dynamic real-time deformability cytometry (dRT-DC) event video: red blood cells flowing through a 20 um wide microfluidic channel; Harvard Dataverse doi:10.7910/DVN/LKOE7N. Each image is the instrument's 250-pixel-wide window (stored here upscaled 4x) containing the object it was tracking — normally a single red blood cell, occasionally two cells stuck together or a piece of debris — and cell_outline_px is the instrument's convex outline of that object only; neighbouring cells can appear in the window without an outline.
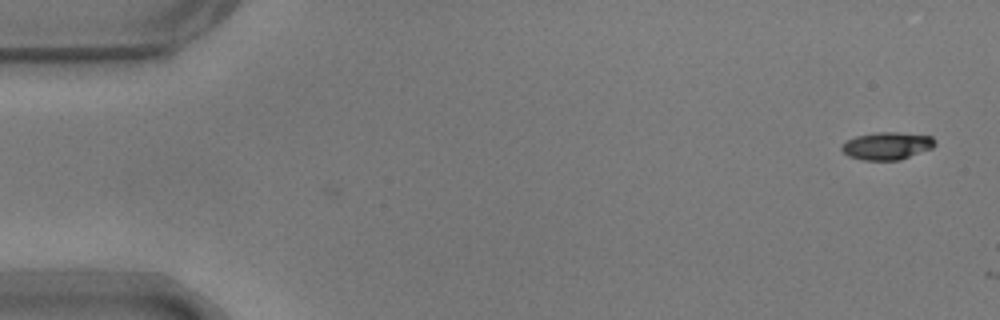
{"species": "common noctule bat (a hibernating species)", "species_latin": "Nyctalus noctula", "temperature_condition": "warm", "stored_images_in_passage": 2, "camera_frame_rate_fps": 3000, "um_per_image_px": 0.085, "animal": {"sex": "male", "body_mass_g": 17.9}, "frame": {"image": 1, "passage_image": 1, "time_ms": 0.0, "image_size_px": [1000, 320], "cell_outline_px": [[936, 144], [932, 148], [900, 160], [864, 160], [848, 156], [840, 148], [848, 140], [856, 136], [880, 132], [896, 132], [932, 136], [936, 140]], "centroid_in_image_um": [75.43, 12.4], "position_along_channel_um": 9.6, "area_um2": 14.85}}